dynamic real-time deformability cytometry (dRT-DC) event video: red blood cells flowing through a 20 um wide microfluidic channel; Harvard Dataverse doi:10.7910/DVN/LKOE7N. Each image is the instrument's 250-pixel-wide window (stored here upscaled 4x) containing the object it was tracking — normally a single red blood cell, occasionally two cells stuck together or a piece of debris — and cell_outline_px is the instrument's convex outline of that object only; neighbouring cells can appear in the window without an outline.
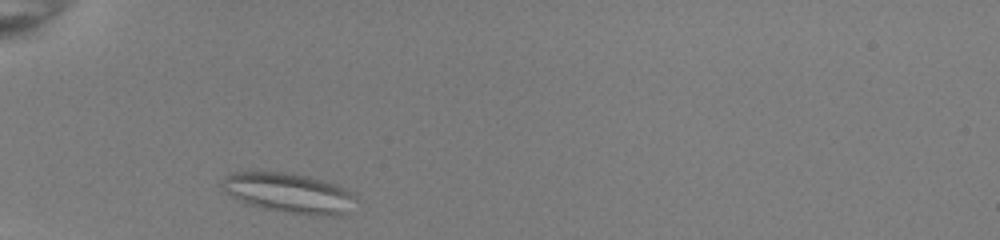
{"species": "common noctule bat (a hibernating species)", "species_latin": "Nyctalus noctula", "temperature_condition": "room temperature", "stored_images_in_passage": 31, "camera_frame_rate_fps": 3000, "um_per_image_px": 0.085, "animal": {"sex": "female", "body_mass_g": 22.0, "forearm_length_mm": 56.7}, "frame": {"image": 1, "passage_image": 2, "time_ms": 0.333, "image_size_px": [1000, 240], "cell_outline_px": [[356, 200], [344, 212], [324, 216], [308, 216], [260, 208], [248, 204], [224, 192], [220, 188], [224, 176], [232, 172], [284, 172], [308, 176], [336, 184], [344, 188], [356, 196]], "centroid_in_image_um": [24.5, 16.4], "position_along_channel_um": 60.5, "area_um2": 31.04}}
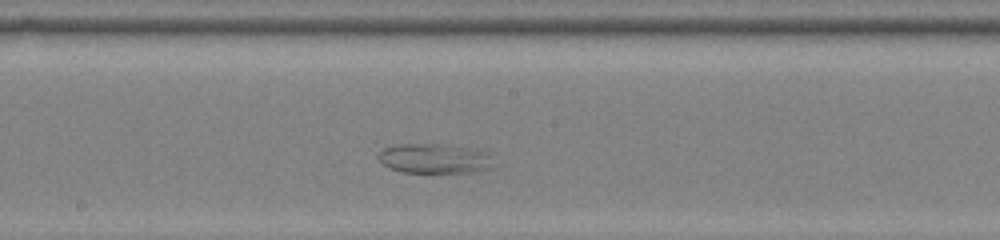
{"frame": {"image": 2, "passage_image": 15, "time_ms": 4.667, "image_size_px": [1000, 240], "cell_outline_px": [[488, 168], [476, 172], [400, 172], [388, 168], [380, 160], [380, 152], [384, 148], [400, 144], [428, 144], [460, 148], [480, 152], [488, 164]], "centroid_in_image_um": [36.71, 13.51], "position_along_channel_um": 211.5, "area_um2": 18.5}}
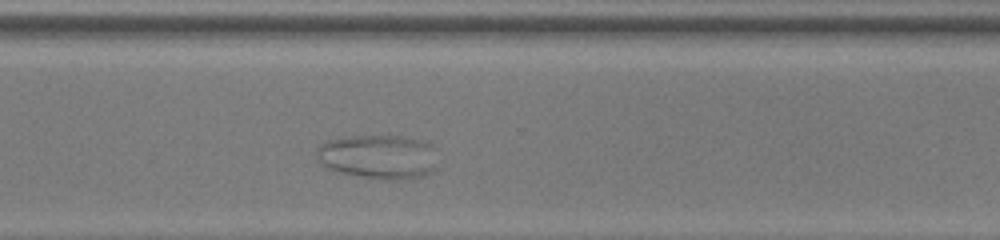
{"frame": {"image": 3, "passage_image": 25, "time_ms": 8.0, "image_size_px": [1000, 240], "cell_outline_px": [[436, 168], [432, 172], [424, 176], [400, 180], [380, 180], [340, 172], [328, 168], [320, 160], [316, 152], [316, 148], [320, 144], [328, 140], [352, 136], [400, 136], [424, 140], [432, 144], [436, 148]], "centroid_in_image_um": [32.24, 13.33], "position_along_channel_um": 338.4, "area_um2": 31.56}}